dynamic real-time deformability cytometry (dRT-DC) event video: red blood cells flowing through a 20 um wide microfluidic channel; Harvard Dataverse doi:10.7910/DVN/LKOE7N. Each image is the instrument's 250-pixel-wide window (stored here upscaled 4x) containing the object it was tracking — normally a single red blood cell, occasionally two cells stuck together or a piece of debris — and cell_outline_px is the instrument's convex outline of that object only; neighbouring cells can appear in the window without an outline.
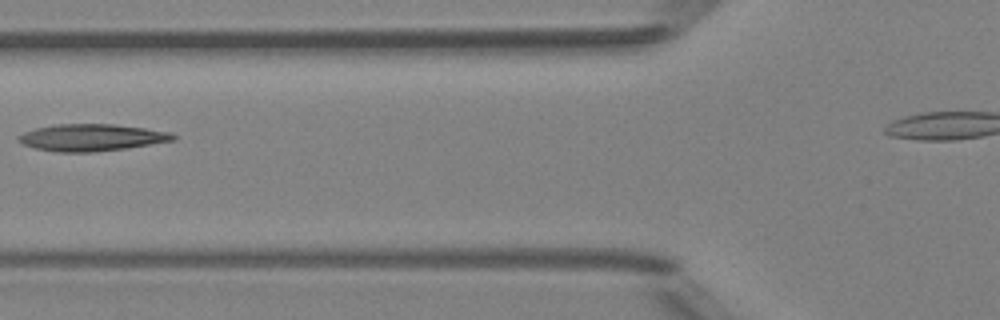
{"species": "Egyptian fruit bat (a non-hibernating species)", "species_latin": "Rousettus aegyptiacus", "temperature_condition": "room temperature", "stored_images_in_passage": 6, "camera_frame_rate_fps": 3000, "um_per_image_px": 0.085, "animal": {"sex": "female"}, "frame": {"image": 1, "passage_image": 5, "time_ms": 5.667, "image_size_px": [1000, 320], "cell_outline_px": [[176, 140], [124, 148], [92, 152], [60, 152], [36, 148], [24, 144], [16, 140], [16, 136], [24, 132], [36, 128], [56, 124], [112, 124], [144, 128], [172, 132], [176, 136]], "centroid_in_image_um": [7.77, 11.68], "position_along_channel_um": 118.0, "area_um2": 24.1}}
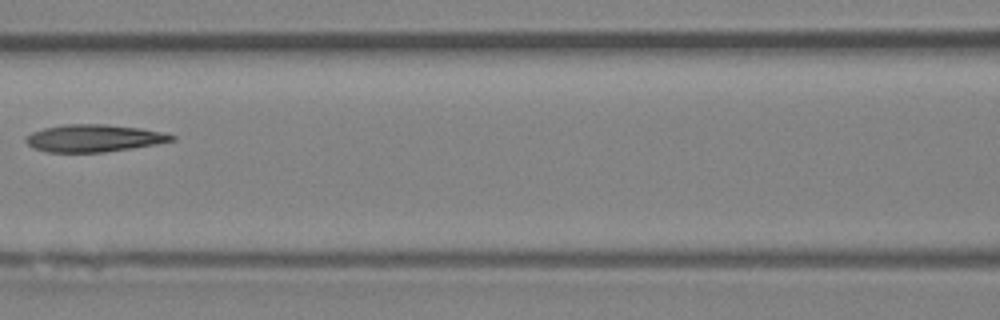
{"frame": {"image": 2, "passage_image": 6, "time_ms": 6.667, "image_size_px": [1000, 320], "cell_outline_px": [[176, 140], [156, 144], [132, 148], [104, 152], [48, 152], [32, 148], [24, 140], [24, 136], [32, 132], [44, 128], [64, 124], [104, 124], [140, 128], [160, 132], [176, 136]], "centroid_in_image_um": [7.94, 11.74], "position_along_channel_um": 158.7, "area_um2": 23.24}}